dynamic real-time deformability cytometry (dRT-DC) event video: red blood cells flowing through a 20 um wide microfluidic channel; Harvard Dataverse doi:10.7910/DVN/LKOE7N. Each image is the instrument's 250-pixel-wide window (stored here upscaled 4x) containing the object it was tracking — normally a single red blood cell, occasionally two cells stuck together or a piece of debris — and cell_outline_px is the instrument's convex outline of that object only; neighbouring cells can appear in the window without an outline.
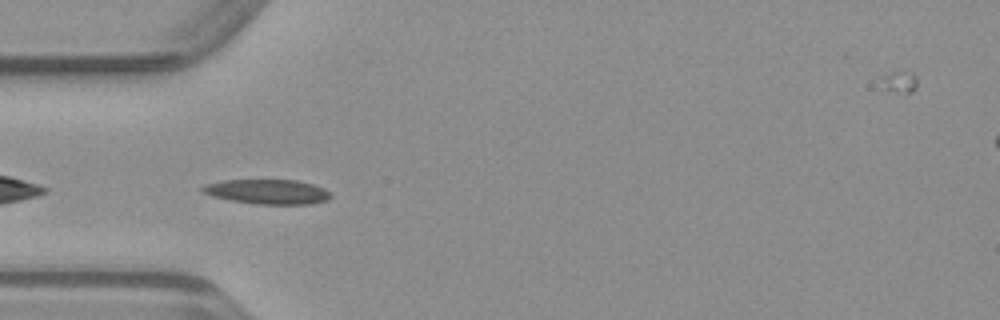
{"species": "common noctule bat (a hibernating species)", "species_latin": "Nyctalus noctula", "temperature_condition": "warm", "stored_images_in_passage": 33, "camera_frame_rate_fps": 3000, "um_per_image_px": 0.085, "animal": {"sex": "male", "body_mass_g": 23.1, "forearm_length_mm": 52.7}, "frame": {"image": 1, "passage_image": 2, "time_ms": 0.333, "image_size_px": [1000, 320], "cell_outline_px": [[332, 196], [328, 200], [312, 204], [256, 204], [232, 200], [212, 196], [204, 192], [200, 188], [204, 184], [224, 180], [296, 180], [312, 184], [324, 188], [332, 192]], "centroid_in_image_um": [22.78, 16.29], "position_along_channel_um": 62.2, "area_um2": 18.5}}
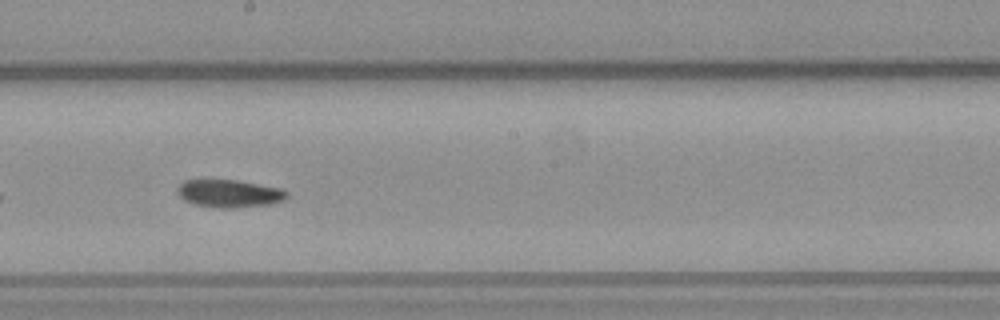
{"frame": {"image": 2, "passage_image": 14, "time_ms": 4.333, "image_size_px": [1000, 320], "cell_outline_px": [[288, 196], [284, 200], [272, 204], [236, 208], [220, 208], [192, 204], [184, 200], [176, 192], [176, 188], [184, 180], [236, 180], [280, 188], [288, 192]], "centroid_in_image_um": [19.48, 16.46], "position_along_channel_um": 228.7, "area_um2": 17.8}}
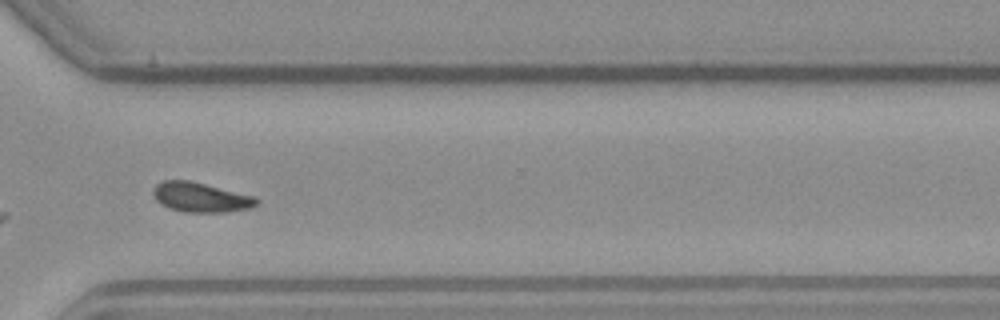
{"frame": {"image": 3, "passage_image": 23, "time_ms": 7.333, "image_size_px": [1000, 320], "cell_outline_px": [[260, 200], [256, 204], [248, 208], [228, 212], [184, 212], [168, 208], [160, 204], [156, 200], [152, 192], [156, 184], [164, 180], [188, 180], [256, 196]], "centroid_in_image_um": [17.04, 16.77], "position_along_channel_um": 353.6, "area_um2": 17.92}}